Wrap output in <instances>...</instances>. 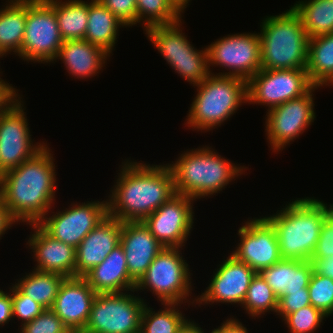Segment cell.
Returning <instances> with one entry per match:
<instances>
[{
	"label": "cell",
	"instance_id": "8",
	"mask_svg": "<svg viewBox=\"0 0 333 333\" xmlns=\"http://www.w3.org/2000/svg\"><path fill=\"white\" fill-rule=\"evenodd\" d=\"M151 26L144 32L167 63L190 84H200L209 74L207 47L197 50L182 32V21Z\"/></svg>",
	"mask_w": 333,
	"mask_h": 333
},
{
	"label": "cell",
	"instance_id": "15",
	"mask_svg": "<svg viewBox=\"0 0 333 333\" xmlns=\"http://www.w3.org/2000/svg\"><path fill=\"white\" fill-rule=\"evenodd\" d=\"M70 206L56 214L51 212L52 216L46 214L38 224L55 239L77 248L82 239L108 215L107 200L82 204L74 202Z\"/></svg>",
	"mask_w": 333,
	"mask_h": 333
},
{
	"label": "cell",
	"instance_id": "46",
	"mask_svg": "<svg viewBox=\"0 0 333 333\" xmlns=\"http://www.w3.org/2000/svg\"><path fill=\"white\" fill-rule=\"evenodd\" d=\"M16 223L17 222L11 217L8 208L4 204L3 198L0 196V239L5 235L6 231Z\"/></svg>",
	"mask_w": 333,
	"mask_h": 333
},
{
	"label": "cell",
	"instance_id": "3",
	"mask_svg": "<svg viewBox=\"0 0 333 333\" xmlns=\"http://www.w3.org/2000/svg\"><path fill=\"white\" fill-rule=\"evenodd\" d=\"M327 205L314 197H302L264 217L275 229L282 259H311L325 218L333 211V204Z\"/></svg>",
	"mask_w": 333,
	"mask_h": 333
},
{
	"label": "cell",
	"instance_id": "35",
	"mask_svg": "<svg viewBox=\"0 0 333 333\" xmlns=\"http://www.w3.org/2000/svg\"><path fill=\"white\" fill-rule=\"evenodd\" d=\"M308 293L312 306L329 317L333 314V279L313 271L308 285Z\"/></svg>",
	"mask_w": 333,
	"mask_h": 333
},
{
	"label": "cell",
	"instance_id": "37",
	"mask_svg": "<svg viewBox=\"0 0 333 333\" xmlns=\"http://www.w3.org/2000/svg\"><path fill=\"white\" fill-rule=\"evenodd\" d=\"M20 330L19 333H72L51 309H45L34 320L22 325Z\"/></svg>",
	"mask_w": 333,
	"mask_h": 333
},
{
	"label": "cell",
	"instance_id": "31",
	"mask_svg": "<svg viewBox=\"0 0 333 333\" xmlns=\"http://www.w3.org/2000/svg\"><path fill=\"white\" fill-rule=\"evenodd\" d=\"M291 7L309 38L333 33V0H299Z\"/></svg>",
	"mask_w": 333,
	"mask_h": 333
},
{
	"label": "cell",
	"instance_id": "32",
	"mask_svg": "<svg viewBox=\"0 0 333 333\" xmlns=\"http://www.w3.org/2000/svg\"><path fill=\"white\" fill-rule=\"evenodd\" d=\"M161 305L164 309H159L157 312L147 304L144 306L140 333H178L188 321L179 310L182 304L161 303Z\"/></svg>",
	"mask_w": 333,
	"mask_h": 333
},
{
	"label": "cell",
	"instance_id": "44",
	"mask_svg": "<svg viewBox=\"0 0 333 333\" xmlns=\"http://www.w3.org/2000/svg\"><path fill=\"white\" fill-rule=\"evenodd\" d=\"M249 330L235 317H230L225 320L221 326L214 328L212 333H248Z\"/></svg>",
	"mask_w": 333,
	"mask_h": 333
},
{
	"label": "cell",
	"instance_id": "1",
	"mask_svg": "<svg viewBox=\"0 0 333 333\" xmlns=\"http://www.w3.org/2000/svg\"><path fill=\"white\" fill-rule=\"evenodd\" d=\"M107 200L108 215L121 222L143 221L175 195L173 173L168 164L122 163Z\"/></svg>",
	"mask_w": 333,
	"mask_h": 333
},
{
	"label": "cell",
	"instance_id": "6",
	"mask_svg": "<svg viewBox=\"0 0 333 333\" xmlns=\"http://www.w3.org/2000/svg\"><path fill=\"white\" fill-rule=\"evenodd\" d=\"M195 86L197 94L185 121L192 130L215 129L231 118L242 103H248L247 81L239 77L212 73Z\"/></svg>",
	"mask_w": 333,
	"mask_h": 333
},
{
	"label": "cell",
	"instance_id": "43",
	"mask_svg": "<svg viewBox=\"0 0 333 333\" xmlns=\"http://www.w3.org/2000/svg\"><path fill=\"white\" fill-rule=\"evenodd\" d=\"M1 71V70H0ZM1 74V72H0ZM0 77V113L20 96L17 89Z\"/></svg>",
	"mask_w": 333,
	"mask_h": 333
},
{
	"label": "cell",
	"instance_id": "42",
	"mask_svg": "<svg viewBox=\"0 0 333 333\" xmlns=\"http://www.w3.org/2000/svg\"><path fill=\"white\" fill-rule=\"evenodd\" d=\"M9 289V292L0 289V327L13 319L12 286Z\"/></svg>",
	"mask_w": 333,
	"mask_h": 333
},
{
	"label": "cell",
	"instance_id": "38",
	"mask_svg": "<svg viewBox=\"0 0 333 333\" xmlns=\"http://www.w3.org/2000/svg\"><path fill=\"white\" fill-rule=\"evenodd\" d=\"M12 312L13 318L17 316L22 320L21 326L34 320L45 308L34 301L31 297L23 294L14 284H12Z\"/></svg>",
	"mask_w": 333,
	"mask_h": 333
},
{
	"label": "cell",
	"instance_id": "7",
	"mask_svg": "<svg viewBox=\"0 0 333 333\" xmlns=\"http://www.w3.org/2000/svg\"><path fill=\"white\" fill-rule=\"evenodd\" d=\"M188 265L180 248L164 247L136 283L135 291L148 289L161 303L196 304L197 298L188 299L193 290Z\"/></svg>",
	"mask_w": 333,
	"mask_h": 333
},
{
	"label": "cell",
	"instance_id": "27",
	"mask_svg": "<svg viewBox=\"0 0 333 333\" xmlns=\"http://www.w3.org/2000/svg\"><path fill=\"white\" fill-rule=\"evenodd\" d=\"M0 9V54L19 56L24 40L25 22L27 18V0H7Z\"/></svg>",
	"mask_w": 333,
	"mask_h": 333
},
{
	"label": "cell",
	"instance_id": "11",
	"mask_svg": "<svg viewBox=\"0 0 333 333\" xmlns=\"http://www.w3.org/2000/svg\"><path fill=\"white\" fill-rule=\"evenodd\" d=\"M207 51L210 74V66H220L229 72L215 75L234 76L248 81L261 70L259 32L223 36L208 45Z\"/></svg>",
	"mask_w": 333,
	"mask_h": 333
},
{
	"label": "cell",
	"instance_id": "36",
	"mask_svg": "<svg viewBox=\"0 0 333 333\" xmlns=\"http://www.w3.org/2000/svg\"><path fill=\"white\" fill-rule=\"evenodd\" d=\"M325 318L328 316L321 310L309 305L288 314L282 321L291 333H314Z\"/></svg>",
	"mask_w": 333,
	"mask_h": 333
},
{
	"label": "cell",
	"instance_id": "20",
	"mask_svg": "<svg viewBox=\"0 0 333 333\" xmlns=\"http://www.w3.org/2000/svg\"><path fill=\"white\" fill-rule=\"evenodd\" d=\"M34 231L26 245L33 252L34 269L75 277L76 248L49 235L38 223L29 224Z\"/></svg>",
	"mask_w": 333,
	"mask_h": 333
},
{
	"label": "cell",
	"instance_id": "45",
	"mask_svg": "<svg viewBox=\"0 0 333 333\" xmlns=\"http://www.w3.org/2000/svg\"><path fill=\"white\" fill-rule=\"evenodd\" d=\"M313 271L319 275L333 279V256L326 258H311Z\"/></svg>",
	"mask_w": 333,
	"mask_h": 333
},
{
	"label": "cell",
	"instance_id": "18",
	"mask_svg": "<svg viewBox=\"0 0 333 333\" xmlns=\"http://www.w3.org/2000/svg\"><path fill=\"white\" fill-rule=\"evenodd\" d=\"M217 266L209 286L199 296L198 306L225 303L242 306L248 288L256 272L246 263L240 262L232 254Z\"/></svg>",
	"mask_w": 333,
	"mask_h": 333
},
{
	"label": "cell",
	"instance_id": "48",
	"mask_svg": "<svg viewBox=\"0 0 333 333\" xmlns=\"http://www.w3.org/2000/svg\"><path fill=\"white\" fill-rule=\"evenodd\" d=\"M173 5L181 12L184 13L185 8L189 5L191 0H170Z\"/></svg>",
	"mask_w": 333,
	"mask_h": 333
},
{
	"label": "cell",
	"instance_id": "22",
	"mask_svg": "<svg viewBox=\"0 0 333 333\" xmlns=\"http://www.w3.org/2000/svg\"><path fill=\"white\" fill-rule=\"evenodd\" d=\"M120 244L125 253L129 275L136 282L164 248L142 221L122 222Z\"/></svg>",
	"mask_w": 333,
	"mask_h": 333
},
{
	"label": "cell",
	"instance_id": "2",
	"mask_svg": "<svg viewBox=\"0 0 333 333\" xmlns=\"http://www.w3.org/2000/svg\"><path fill=\"white\" fill-rule=\"evenodd\" d=\"M51 152L46 144L32 158L4 172L0 196L19 224L38 223L55 203L57 174Z\"/></svg>",
	"mask_w": 333,
	"mask_h": 333
},
{
	"label": "cell",
	"instance_id": "14",
	"mask_svg": "<svg viewBox=\"0 0 333 333\" xmlns=\"http://www.w3.org/2000/svg\"><path fill=\"white\" fill-rule=\"evenodd\" d=\"M21 96L0 113V167L3 172L32 158L46 143H34ZM24 107V108H23Z\"/></svg>",
	"mask_w": 333,
	"mask_h": 333
},
{
	"label": "cell",
	"instance_id": "28",
	"mask_svg": "<svg viewBox=\"0 0 333 333\" xmlns=\"http://www.w3.org/2000/svg\"><path fill=\"white\" fill-rule=\"evenodd\" d=\"M306 71L314 85L327 86L333 79V33L309 38Z\"/></svg>",
	"mask_w": 333,
	"mask_h": 333
},
{
	"label": "cell",
	"instance_id": "21",
	"mask_svg": "<svg viewBox=\"0 0 333 333\" xmlns=\"http://www.w3.org/2000/svg\"><path fill=\"white\" fill-rule=\"evenodd\" d=\"M122 222L107 215L76 248L75 277H84L120 244Z\"/></svg>",
	"mask_w": 333,
	"mask_h": 333
},
{
	"label": "cell",
	"instance_id": "26",
	"mask_svg": "<svg viewBox=\"0 0 333 333\" xmlns=\"http://www.w3.org/2000/svg\"><path fill=\"white\" fill-rule=\"evenodd\" d=\"M125 25L99 0L89 2L87 30L84 40L104 49L109 54L113 53L119 36V28Z\"/></svg>",
	"mask_w": 333,
	"mask_h": 333
},
{
	"label": "cell",
	"instance_id": "17",
	"mask_svg": "<svg viewBox=\"0 0 333 333\" xmlns=\"http://www.w3.org/2000/svg\"><path fill=\"white\" fill-rule=\"evenodd\" d=\"M238 229L240 241L232 254L240 262L246 263L256 273H260L279 262V244L273 226L262 216L248 220Z\"/></svg>",
	"mask_w": 333,
	"mask_h": 333
},
{
	"label": "cell",
	"instance_id": "19",
	"mask_svg": "<svg viewBox=\"0 0 333 333\" xmlns=\"http://www.w3.org/2000/svg\"><path fill=\"white\" fill-rule=\"evenodd\" d=\"M96 295L84 277H66L51 310L72 333H82Z\"/></svg>",
	"mask_w": 333,
	"mask_h": 333
},
{
	"label": "cell",
	"instance_id": "5",
	"mask_svg": "<svg viewBox=\"0 0 333 333\" xmlns=\"http://www.w3.org/2000/svg\"><path fill=\"white\" fill-rule=\"evenodd\" d=\"M261 69H306L309 37L292 7L260 23Z\"/></svg>",
	"mask_w": 333,
	"mask_h": 333
},
{
	"label": "cell",
	"instance_id": "4",
	"mask_svg": "<svg viewBox=\"0 0 333 333\" xmlns=\"http://www.w3.org/2000/svg\"><path fill=\"white\" fill-rule=\"evenodd\" d=\"M215 151L205 145L184 151L175 163H167L173 173L176 194L192 197L195 201L212 197L247 171L248 167L232 163Z\"/></svg>",
	"mask_w": 333,
	"mask_h": 333
},
{
	"label": "cell",
	"instance_id": "39",
	"mask_svg": "<svg viewBox=\"0 0 333 333\" xmlns=\"http://www.w3.org/2000/svg\"><path fill=\"white\" fill-rule=\"evenodd\" d=\"M311 305L308 288H301L296 291H285V294L278 298V307L276 315L284 319L303 307Z\"/></svg>",
	"mask_w": 333,
	"mask_h": 333
},
{
	"label": "cell",
	"instance_id": "9",
	"mask_svg": "<svg viewBox=\"0 0 333 333\" xmlns=\"http://www.w3.org/2000/svg\"><path fill=\"white\" fill-rule=\"evenodd\" d=\"M62 44L54 0H27L20 58L27 62L53 63Z\"/></svg>",
	"mask_w": 333,
	"mask_h": 333
},
{
	"label": "cell",
	"instance_id": "23",
	"mask_svg": "<svg viewBox=\"0 0 333 333\" xmlns=\"http://www.w3.org/2000/svg\"><path fill=\"white\" fill-rule=\"evenodd\" d=\"M84 278L97 294L133 291L137 283L129 275L125 253L121 244L117 245Z\"/></svg>",
	"mask_w": 333,
	"mask_h": 333
},
{
	"label": "cell",
	"instance_id": "40",
	"mask_svg": "<svg viewBox=\"0 0 333 333\" xmlns=\"http://www.w3.org/2000/svg\"><path fill=\"white\" fill-rule=\"evenodd\" d=\"M121 22L128 27L137 24L136 0H99Z\"/></svg>",
	"mask_w": 333,
	"mask_h": 333
},
{
	"label": "cell",
	"instance_id": "25",
	"mask_svg": "<svg viewBox=\"0 0 333 333\" xmlns=\"http://www.w3.org/2000/svg\"><path fill=\"white\" fill-rule=\"evenodd\" d=\"M312 273L313 265L310 260L290 259H281L260 272L277 298L283 296L285 291L308 288Z\"/></svg>",
	"mask_w": 333,
	"mask_h": 333
},
{
	"label": "cell",
	"instance_id": "10",
	"mask_svg": "<svg viewBox=\"0 0 333 333\" xmlns=\"http://www.w3.org/2000/svg\"><path fill=\"white\" fill-rule=\"evenodd\" d=\"M131 292L98 293L82 333H140L146 302Z\"/></svg>",
	"mask_w": 333,
	"mask_h": 333
},
{
	"label": "cell",
	"instance_id": "12",
	"mask_svg": "<svg viewBox=\"0 0 333 333\" xmlns=\"http://www.w3.org/2000/svg\"><path fill=\"white\" fill-rule=\"evenodd\" d=\"M318 88L314 85L302 96L267 110L265 132L273 152L282 151L312 125L316 118L313 92Z\"/></svg>",
	"mask_w": 333,
	"mask_h": 333
},
{
	"label": "cell",
	"instance_id": "34",
	"mask_svg": "<svg viewBox=\"0 0 333 333\" xmlns=\"http://www.w3.org/2000/svg\"><path fill=\"white\" fill-rule=\"evenodd\" d=\"M137 24L144 29L151 26L168 25L178 22L183 14L170 0H136Z\"/></svg>",
	"mask_w": 333,
	"mask_h": 333
},
{
	"label": "cell",
	"instance_id": "24",
	"mask_svg": "<svg viewBox=\"0 0 333 333\" xmlns=\"http://www.w3.org/2000/svg\"><path fill=\"white\" fill-rule=\"evenodd\" d=\"M110 54L87 40L63 41L55 62L64 63L69 75L77 79L96 76L105 67Z\"/></svg>",
	"mask_w": 333,
	"mask_h": 333
},
{
	"label": "cell",
	"instance_id": "49",
	"mask_svg": "<svg viewBox=\"0 0 333 333\" xmlns=\"http://www.w3.org/2000/svg\"><path fill=\"white\" fill-rule=\"evenodd\" d=\"M3 175H4V172L1 170V167H0V183H1Z\"/></svg>",
	"mask_w": 333,
	"mask_h": 333
},
{
	"label": "cell",
	"instance_id": "41",
	"mask_svg": "<svg viewBox=\"0 0 333 333\" xmlns=\"http://www.w3.org/2000/svg\"><path fill=\"white\" fill-rule=\"evenodd\" d=\"M333 256V211L325 218L311 258Z\"/></svg>",
	"mask_w": 333,
	"mask_h": 333
},
{
	"label": "cell",
	"instance_id": "33",
	"mask_svg": "<svg viewBox=\"0 0 333 333\" xmlns=\"http://www.w3.org/2000/svg\"><path fill=\"white\" fill-rule=\"evenodd\" d=\"M241 307L252 319L262 318V314L270 311L276 313L278 298L260 273L253 277Z\"/></svg>",
	"mask_w": 333,
	"mask_h": 333
},
{
	"label": "cell",
	"instance_id": "13",
	"mask_svg": "<svg viewBox=\"0 0 333 333\" xmlns=\"http://www.w3.org/2000/svg\"><path fill=\"white\" fill-rule=\"evenodd\" d=\"M314 84L306 69H261L247 81L248 104L267 110L307 93Z\"/></svg>",
	"mask_w": 333,
	"mask_h": 333
},
{
	"label": "cell",
	"instance_id": "30",
	"mask_svg": "<svg viewBox=\"0 0 333 333\" xmlns=\"http://www.w3.org/2000/svg\"><path fill=\"white\" fill-rule=\"evenodd\" d=\"M17 279L15 286L26 296L41 304L45 309H51L60 286L66 278L58 273H49L33 269Z\"/></svg>",
	"mask_w": 333,
	"mask_h": 333
},
{
	"label": "cell",
	"instance_id": "29",
	"mask_svg": "<svg viewBox=\"0 0 333 333\" xmlns=\"http://www.w3.org/2000/svg\"><path fill=\"white\" fill-rule=\"evenodd\" d=\"M54 11L63 41L84 39L89 14L87 1L54 0Z\"/></svg>",
	"mask_w": 333,
	"mask_h": 333
},
{
	"label": "cell",
	"instance_id": "50",
	"mask_svg": "<svg viewBox=\"0 0 333 333\" xmlns=\"http://www.w3.org/2000/svg\"><path fill=\"white\" fill-rule=\"evenodd\" d=\"M327 85L328 86H333V79Z\"/></svg>",
	"mask_w": 333,
	"mask_h": 333
},
{
	"label": "cell",
	"instance_id": "16",
	"mask_svg": "<svg viewBox=\"0 0 333 333\" xmlns=\"http://www.w3.org/2000/svg\"><path fill=\"white\" fill-rule=\"evenodd\" d=\"M194 201L175 194L142 222L164 247L182 250L194 224Z\"/></svg>",
	"mask_w": 333,
	"mask_h": 333
},
{
	"label": "cell",
	"instance_id": "47",
	"mask_svg": "<svg viewBox=\"0 0 333 333\" xmlns=\"http://www.w3.org/2000/svg\"><path fill=\"white\" fill-rule=\"evenodd\" d=\"M178 333H205L203 328H201L198 323L190 319L184 324Z\"/></svg>",
	"mask_w": 333,
	"mask_h": 333
}]
</instances>
